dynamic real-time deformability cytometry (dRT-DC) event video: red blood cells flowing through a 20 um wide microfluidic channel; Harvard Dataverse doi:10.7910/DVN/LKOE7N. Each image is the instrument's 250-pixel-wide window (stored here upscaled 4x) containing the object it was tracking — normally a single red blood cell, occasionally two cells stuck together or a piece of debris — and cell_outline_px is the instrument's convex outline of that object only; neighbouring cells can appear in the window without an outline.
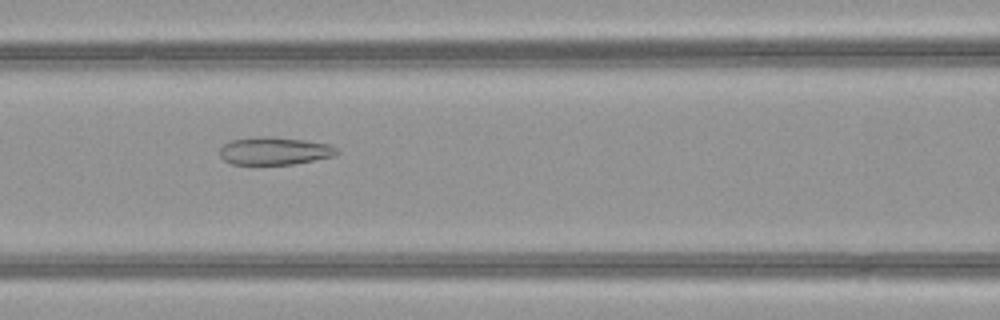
{"species": "common noctule bat (a hibernating species)", "species_latin": "Nyctalus noctula", "temperature_condition": "warm", "stored_images_in_passage": 35, "camera_frame_rate_fps": 3000, "um_per_image_px": 0.085, "animal": {"sex": "female", "body_mass_g": 21.9}, "frame": {"image": 1, "passage_image": 14, "time_ms": 4.333, "image_size_px": [1000, 320], "cell_outline_px": [[340, 152], [336, 156], [292, 164], [232, 164], [224, 160], [220, 156], [220, 148], [224, 144], [232, 140], [256, 136], [264, 136], [304, 140], [332, 144]], "centroid_in_image_um": [23.36, 12.82], "position_along_channel_um": 143.2, "area_um2": 18.96}}
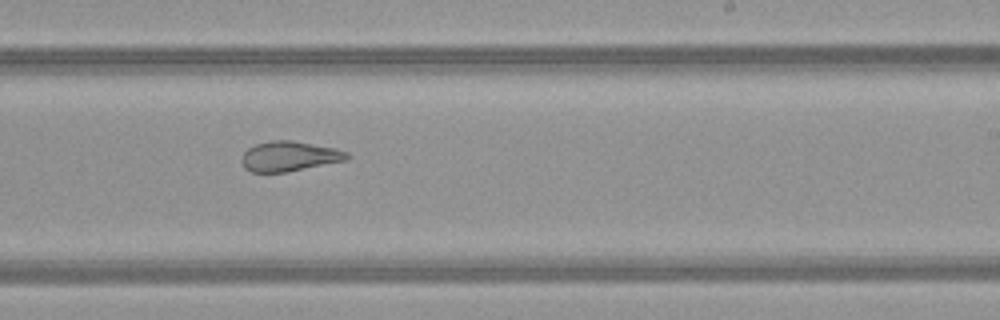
{"frame": {"image": 2, "passage_image": 23, "time_ms": 7.333, "image_size_px": [1000, 320], "cell_outline_px": [[352, 156], [348, 160], [288, 172], [252, 172], [244, 168], [240, 160], [244, 152], [248, 148], [256, 144], [272, 140], [292, 140], [336, 148], [348, 152]], "centroid_in_image_um": [24.62, 13.28], "position_along_channel_um": 264.4, "area_um2": 18.67}}
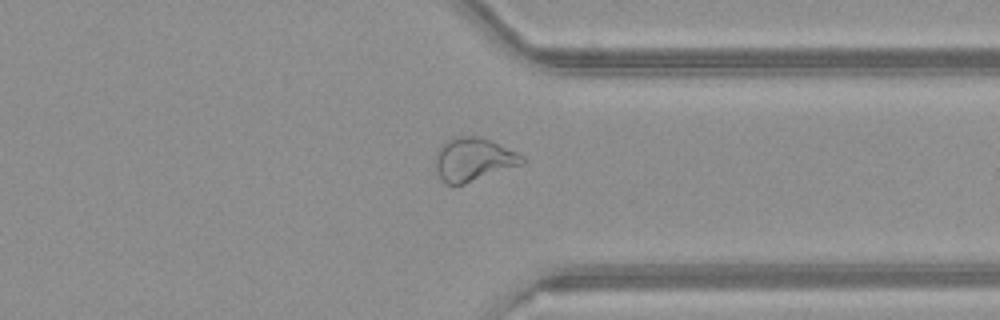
{"frame": {"image": 3, "passage_image": 31, "time_ms": 10.0, "image_size_px": [1000, 320], "cell_outline_px": [[528, 160], [524, 164], [464, 184], [444, 184], [440, 180], [436, 168], [436, 152], [448, 140], [456, 136], [480, 136], [492, 140], [524, 156]], "centroid_in_image_um": [40.28, 13.55], "position_along_channel_um": 371.1, "area_um2": 22.02}, "authors_computed_cell_mechanics": {"area_um2": 20.4034, "velocity_mm_per_s": 4.0461, "shape_relaxation_time_tau1_ms": null, "shape_relaxation_time_tau2_ms": 1.8428, "deformation_change_tau1": null, "deformation_change_tau2": 0.086}}